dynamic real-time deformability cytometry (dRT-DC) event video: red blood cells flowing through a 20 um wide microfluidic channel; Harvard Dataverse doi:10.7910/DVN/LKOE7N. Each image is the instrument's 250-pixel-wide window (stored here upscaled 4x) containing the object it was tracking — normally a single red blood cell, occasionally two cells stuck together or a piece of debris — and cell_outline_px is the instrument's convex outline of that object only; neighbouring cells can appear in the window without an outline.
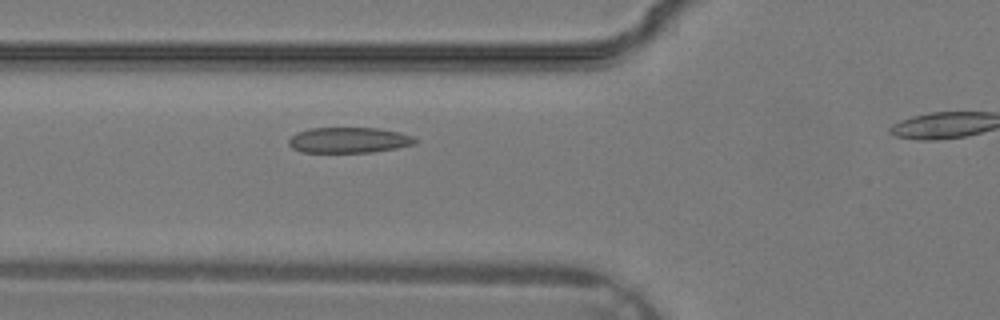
{"species": "common noctule bat (a hibernating species)", "species_latin": "Nyctalus noctula", "temperature_condition": "warm", "stored_images_in_passage": 30, "camera_frame_rate_fps": 3000, "um_per_image_px": 0.085, "animal": {"sex": "male", "body_mass_g": 19.2, "forearm_length_mm": 51.8}, "frame": {"image": 1, "passage_image": 12, "time_ms": 3.667, "image_size_px": [1000, 320], "cell_outline_px": [[416, 144], [396, 148], [372, 152], [300, 152], [292, 148], [288, 144], [288, 140], [296, 132], [308, 128], [380, 128], [400, 132], [412, 136], [416, 140]], "centroid_in_image_um": [29.63, 11.9], "position_along_channel_um": 96.2, "area_um2": 18.96}}
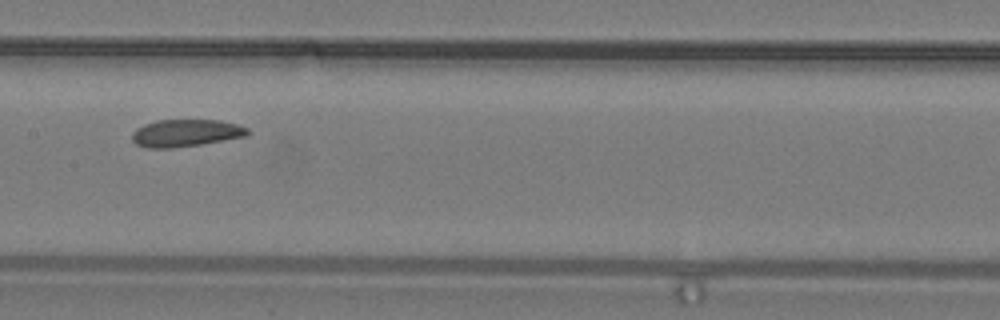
{"frame": {"image": 2, "passage_image": 17, "time_ms": 5.333, "image_size_px": [1000, 320], "cell_outline_px": [[252, 132], [248, 136], [200, 144], [172, 148], [148, 148], [136, 144], [132, 140], [132, 132], [136, 128], [144, 124], [156, 120], [220, 120], [236, 124], [248, 128]], "centroid_in_image_um": [15.8, 11.3], "position_along_channel_um": 191.6, "area_um2": 18.5}}
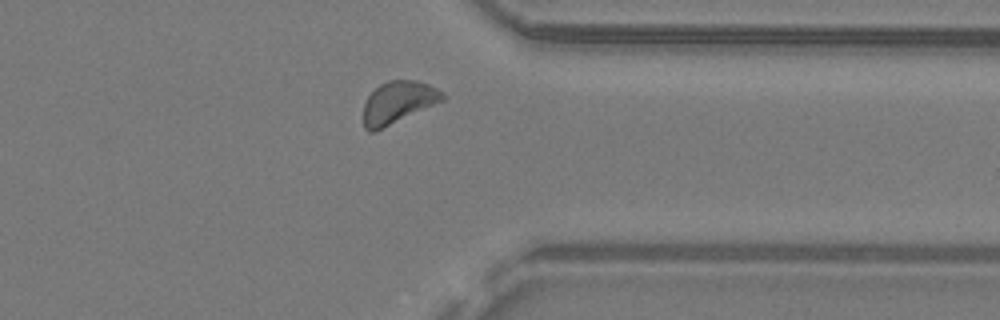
{"frame": {"image": 3, "passage_image": 27, "time_ms": 8.667, "image_size_px": [1000, 320], "cell_outline_px": [[444, 100], [376, 132], [368, 132], [364, 128], [364, 104], [368, 96], [380, 84], [388, 80], [416, 80], [428, 84], [444, 92]], "centroid_in_image_um": [33.83, 8.71], "position_along_channel_um": 377.6, "area_um2": 19.48}}